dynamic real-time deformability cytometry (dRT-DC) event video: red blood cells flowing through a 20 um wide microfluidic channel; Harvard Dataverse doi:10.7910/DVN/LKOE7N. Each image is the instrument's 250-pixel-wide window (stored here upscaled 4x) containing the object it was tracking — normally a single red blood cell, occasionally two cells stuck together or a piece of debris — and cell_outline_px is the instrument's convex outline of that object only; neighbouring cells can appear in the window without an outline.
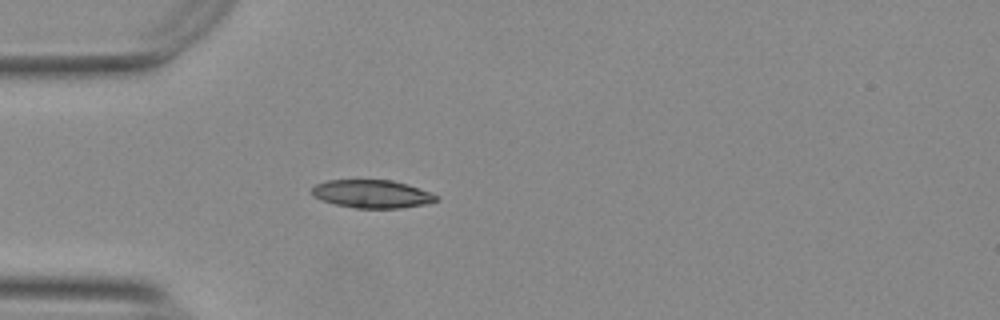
{"species": "Egyptian fruit bat (a non-hibernating species)", "species_latin": "Rousettus aegyptiacus", "temperature_condition": "warm", "stored_images_in_passage": 5, "camera_frame_rate_fps": 3000, "um_per_image_px": 0.085, "animal": {"sex": "female"}, "frame": {"image": 1, "passage_image": 1, "time_ms": 0.0, "image_size_px": [1000, 320], "cell_outline_px": [[440, 200], [424, 204], [400, 208], [356, 208], [336, 204], [320, 200], [312, 196], [312, 188], [316, 184], [328, 180], [392, 180], [408, 184], [432, 192], [440, 196]], "centroid_in_image_um": [31.66, 16.48], "position_along_channel_um": 53.3, "area_um2": 20.52}}